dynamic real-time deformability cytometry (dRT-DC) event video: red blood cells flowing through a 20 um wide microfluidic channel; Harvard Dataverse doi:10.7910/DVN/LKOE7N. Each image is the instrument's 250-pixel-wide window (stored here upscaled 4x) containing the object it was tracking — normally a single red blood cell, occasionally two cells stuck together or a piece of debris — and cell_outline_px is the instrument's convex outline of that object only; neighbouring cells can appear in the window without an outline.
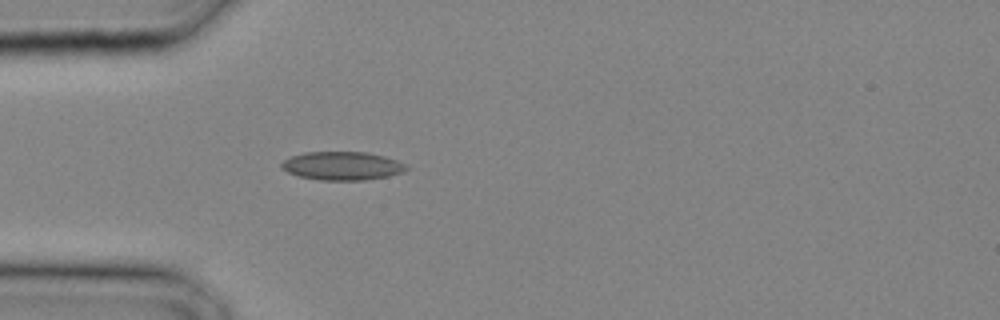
{"species": "common noctule bat (a hibernating species)", "species_latin": "Nyctalus noctula", "temperature_condition": "cold", "stored_images_in_passage": 22, "camera_frame_rate_fps": 3000, "um_per_image_px": 0.085, "animal": {"sex": "male", "body_mass_g": 20.4}, "frame": {"image": 1, "passage_image": 1, "time_ms": 0.0, "image_size_px": [1000, 320], "cell_outline_px": [[408, 168], [404, 172], [388, 176], [364, 180], [320, 180], [300, 176], [288, 172], [280, 168], [280, 164], [284, 160], [292, 156], [304, 152], [364, 152], [384, 156], [396, 160], [404, 164]], "centroid_in_image_um": [29.07, 14.1], "position_along_channel_um": 55.9, "area_um2": 20.58}}
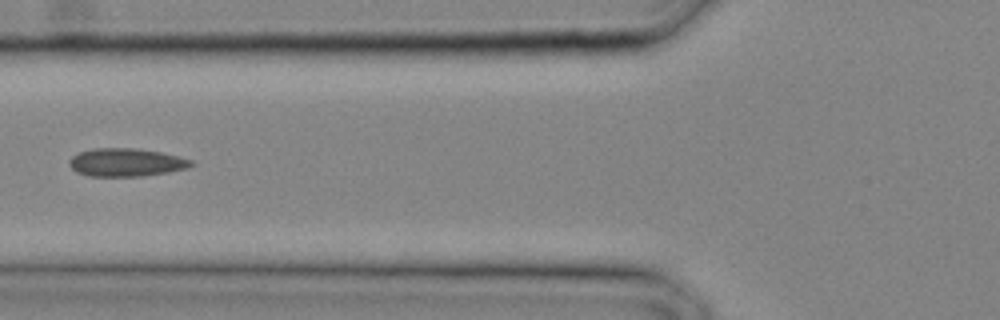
{"frame": {"image": 2, "passage_image": 4, "time_ms": 1.0, "image_size_px": [1000, 320], "cell_outline_px": [[196, 164], [188, 168], [168, 172], [140, 176], [88, 176], [76, 172], [68, 164], [68, 160], [72, 156], [80, 152], [92, 148], [136, 148], [160, 152], [180, 156], [192, 160]], "centroid_in_image_um": [10.73, 13.8], "position_along_channel_um": 115.1, "area_um2": 20.11}}